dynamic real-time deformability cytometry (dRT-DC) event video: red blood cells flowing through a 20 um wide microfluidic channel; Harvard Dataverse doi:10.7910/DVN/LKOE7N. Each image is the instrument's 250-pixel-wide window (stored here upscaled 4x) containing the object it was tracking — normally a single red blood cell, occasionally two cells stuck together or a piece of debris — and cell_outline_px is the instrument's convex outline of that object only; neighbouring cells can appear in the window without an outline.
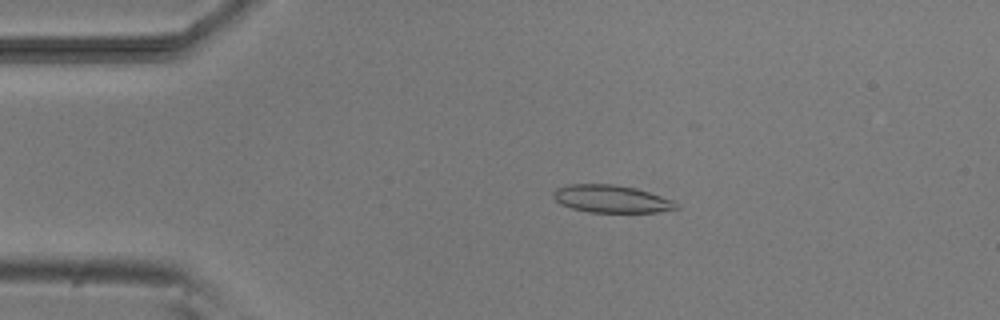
{"species": "common noctule bat (a hibernating species)", "species_latin": "Nyctalus noctula", "temperature_condition": "room temperature", "stored_images_in_passage": 4, "camera_frame_rate_fps": 3000, "um_per_image_px": 0.085, "animal": {"sex": "male", "body_mass_g": 20.5, "forearm_length_mm": 52.5}, "frame": {"image": 1, "passage_image": 3, "time_ms": 2.333, "image_size_px": [1000, 320], "cell_outline_px": [[680, 208], [656, 212], [588, 212], [572, 208], [560, 204], [552, 196], [552, 192], [556, 188], [568, 184], [616, 184], [636, 188], [672, 200], [680, 204]], "centroid_in_image_um": [51.95, 16.9], "position_along_channel_um": 33.1, "area_um2": 19.83}}